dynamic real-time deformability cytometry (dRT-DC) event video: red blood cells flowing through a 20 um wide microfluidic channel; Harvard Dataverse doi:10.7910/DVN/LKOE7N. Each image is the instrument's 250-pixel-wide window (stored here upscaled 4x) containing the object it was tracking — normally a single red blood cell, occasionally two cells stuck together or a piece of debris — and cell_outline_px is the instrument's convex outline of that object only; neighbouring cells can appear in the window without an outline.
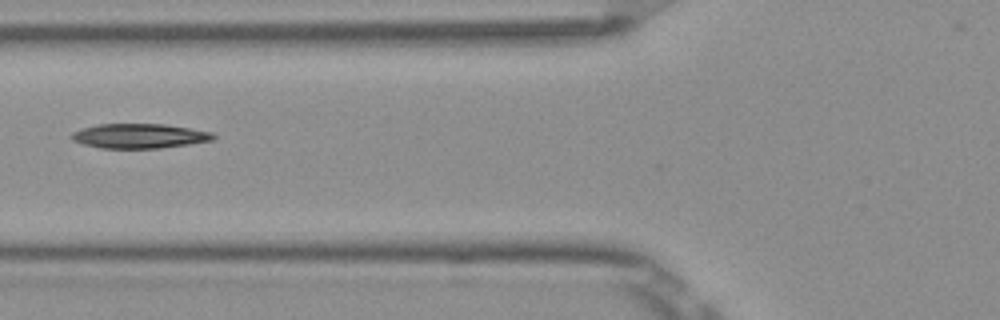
{"species": "Egyptian fruit bat (a non-hibernating species)", "species_latin": "Rousettus aegyptiacus", "temperature_condition": "room temperature", "stored_images_in_passage": 7, "camera_frame_rate_fps": 3000, "um_per_image_px": 0.085, "frame": {"image": 1, "passage_image": 5, "time_ms": 1.333, "image_size_px": [1000, 320], "cell_outline_px": [[216, 140], [160, 148], [100, 148], [84, 144], [72, 140], [68, 136], [72, 132], [96, 124], [164, 124], [212, 132], [216, 136]], "centroid_in_image_um": [11.84, 11.56], "position_along_channel_um": 114.0, "area_um2": 20.35}}
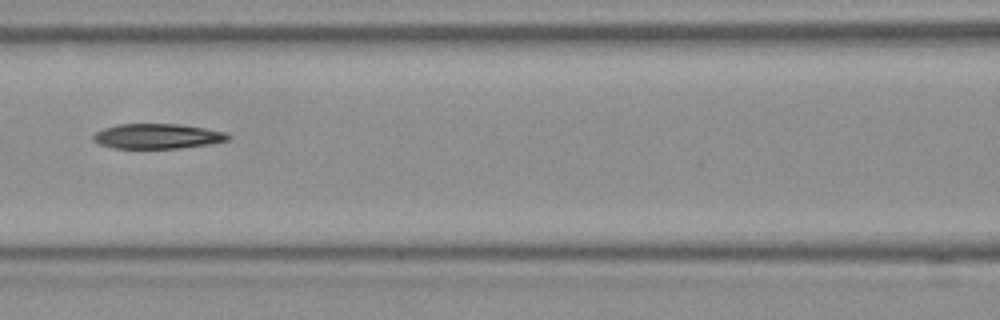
{"frame": {"image": 2, "passage_image": 6, "time_ms": 1.667, "image_size_px": [1000, 320], "cell_outline_px": [[232, 136], [228, 140], [212, 144], [180, 148], [112, 148], [100, 144], [92, 140], [92, 136], [96, 132], [104, 128], [116, 124], [180, 124], [204, 128], [224, 132]], "centroid_in_image_um": [13.38, 11.58], "position_along_channel_um": 153.2, "area_um2": 19.71}}
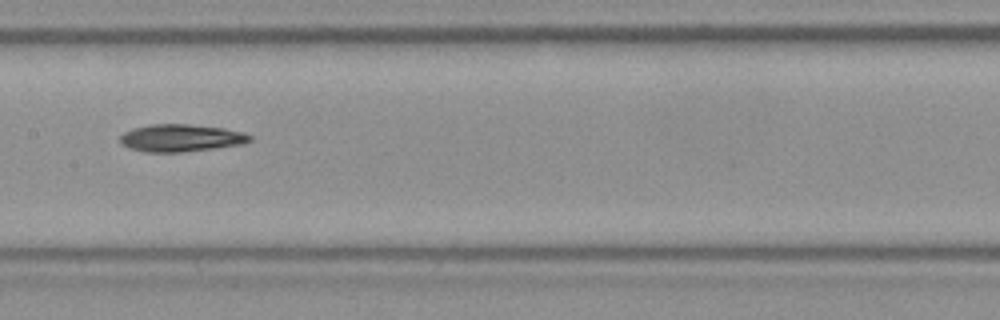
{"frame": {"image": 3, "passage_image": 7, "time_ms": 2.0, "image_size_px": [1000, 320], "cell_outline_px": [[252, 140], [244, 144], [216, 148], [184, 152], [144, 152], [128, 148], [120, 144], [120, 136], [124, 132], [132, 128], [152, 124], [188, 124], [224, 128], [244, 132], [252, 136]], "centroid_in_image_um": [15.38, 11.73], "position_along_channel_um": 192.0, "area_um2": 20.98}}